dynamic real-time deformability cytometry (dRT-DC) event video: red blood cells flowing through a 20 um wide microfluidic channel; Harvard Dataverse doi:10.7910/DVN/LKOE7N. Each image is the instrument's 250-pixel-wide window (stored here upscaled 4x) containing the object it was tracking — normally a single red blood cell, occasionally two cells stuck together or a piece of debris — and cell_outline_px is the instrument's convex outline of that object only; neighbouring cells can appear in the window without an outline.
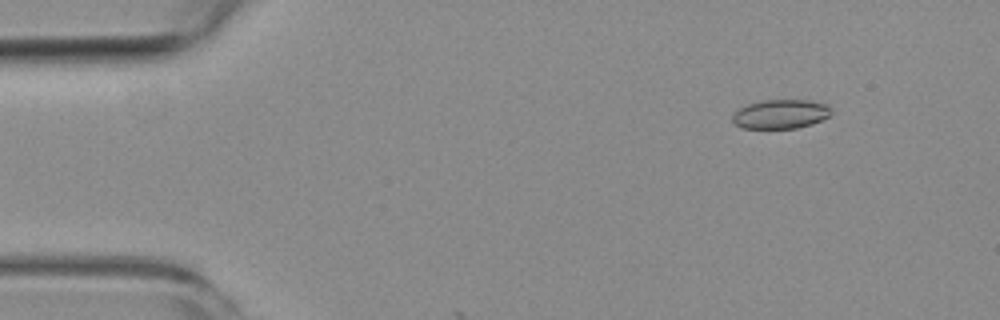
{"species": "common noctule bat (a hibernating species)", "species_latin": "Nyctalus noctula", "temperature_condition": "room temperature", "stored_images_in_passage": 4, "camera_frame_rate_fps": 3000, "um_per_image_px": 0.085, "animal": {"sex": "female", "body_mass_g": 19.3, "forearm_length_mm": 54.1}, "frame": {"image": 1, "passage_image": 1, "time_ms": 0.0, "image_size_px": [1000, 320], "cell_outline_px": [[832, 112], [828, 116], [812, 124], [796, 128], [744, 128], [736, 124], [732, 120], [732, 116], [740, 108], [748, 104], [764, 100], [808, 100], [828, 104]], "centroid_in_image_um": [66.38, 9.69], "position_along_channel_um": 18.6, "area_um2": 16.59}}
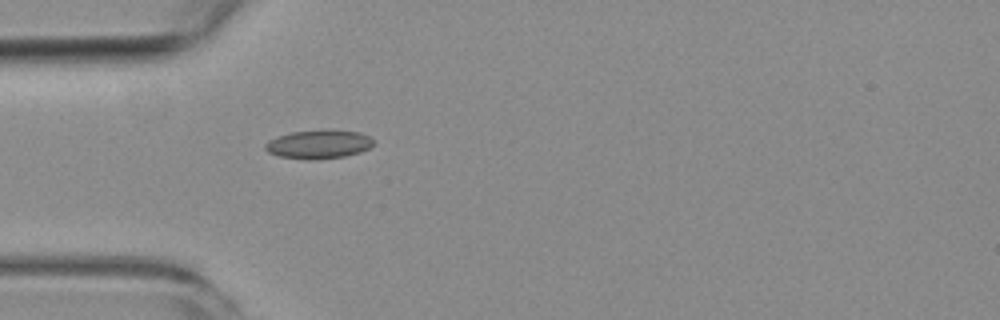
{"frame": {"image": 2, "passage_image": 4, "time_ms": 3.333, "image_size_px": [1000, 320], "cell_outline_px": [[372, 144], [368, 148], [360, 152], [344, 156], [316, 160], [308, 160], [280, 156], [268, 152], [264, 148], [264, 144], [268, 140], [292, 132], [360, 132], [368, 136], [372, 140]], "centroid_in_image_um": [27.03, 12.31], "position_along_channel_um": 58.0, "area_um2": 17.28}}